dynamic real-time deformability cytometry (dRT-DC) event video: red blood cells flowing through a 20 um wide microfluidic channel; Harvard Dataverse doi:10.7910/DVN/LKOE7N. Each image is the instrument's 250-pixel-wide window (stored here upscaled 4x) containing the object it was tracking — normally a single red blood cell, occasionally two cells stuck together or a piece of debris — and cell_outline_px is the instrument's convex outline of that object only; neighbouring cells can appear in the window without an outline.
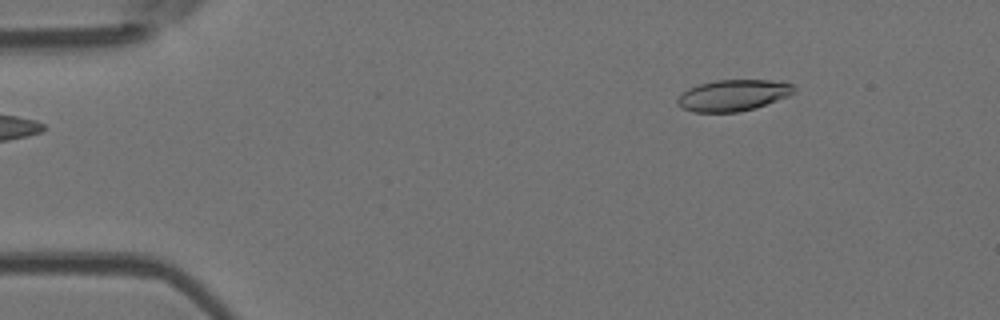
{"species": "Egyptian fruit bat (a non-hibernating species)", "species_latin": "Rousettus aegyptiacus", "temperature_condition": "room temperature", "stored_images_in_passage": 3, "camera_frame_rate_fps": 3000, "um_per_image_px": 0.085, "animal": {"sex": "female"}, "frame": {"image": 1, "passage_image": 1, "time_ms": 0.0, "image_size_px": [1000, 320], "cell_outline_px": [[796, 92], [788, 96], [756, 108], [740, 112], [692, 112], [676, 104], [676, 100], [688, 88], [700, 84], [716, 80], [784, 80], [792, 84], [796, 88]], "centroid_in_image_um": [62.37, 8.09], "position_along_channel_um": 22.6, "area_um2": 21.44}}